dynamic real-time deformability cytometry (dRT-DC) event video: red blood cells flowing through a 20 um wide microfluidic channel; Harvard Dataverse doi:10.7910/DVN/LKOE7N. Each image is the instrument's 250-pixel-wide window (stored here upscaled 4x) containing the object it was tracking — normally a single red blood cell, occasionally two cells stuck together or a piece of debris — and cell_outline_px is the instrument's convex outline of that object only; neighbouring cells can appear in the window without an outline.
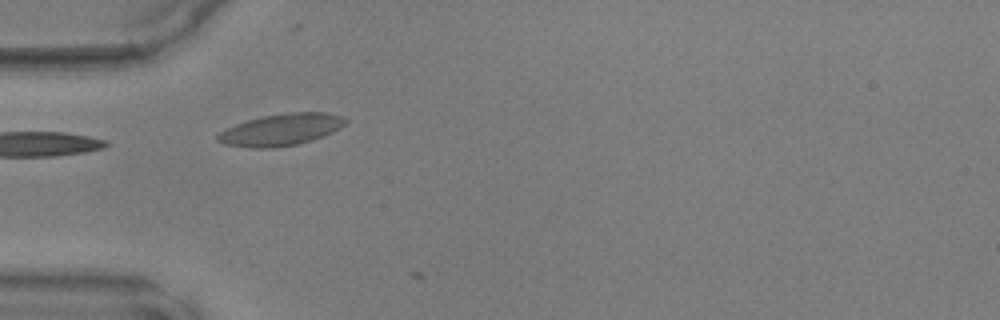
{"species": "common noctule bat (a hibernating species)", "species_latin": "Nyctalus noctula", "temperature_condition": "warm", "stored_images_in_passage": 2, "camera_frame_rate_fps": 3000, "um_per_image_px": 0.085, "animal": {"sex": "male", "body_mass_g": 17.9, "forearm_length_mm": 54.2}, "frame": {"image": 1, "passage_image": 1, "time_ms": 0.0, "image_size_px": [1000, 320], "cell_outline_px": [[348, 120], [340, 128], [324, 136], [296, 144], [276, 148], [252, 148], [224, 144], [216, 140], [216, 136], [220, 132], [236, 124], [248, 120], [264, 116], [288, 112], [324, 112], [340, 116]], "centroid_in_image_um": [23.88, 11.03], "position_along_channel_um": 61.1, "area_um2": 23.47}}